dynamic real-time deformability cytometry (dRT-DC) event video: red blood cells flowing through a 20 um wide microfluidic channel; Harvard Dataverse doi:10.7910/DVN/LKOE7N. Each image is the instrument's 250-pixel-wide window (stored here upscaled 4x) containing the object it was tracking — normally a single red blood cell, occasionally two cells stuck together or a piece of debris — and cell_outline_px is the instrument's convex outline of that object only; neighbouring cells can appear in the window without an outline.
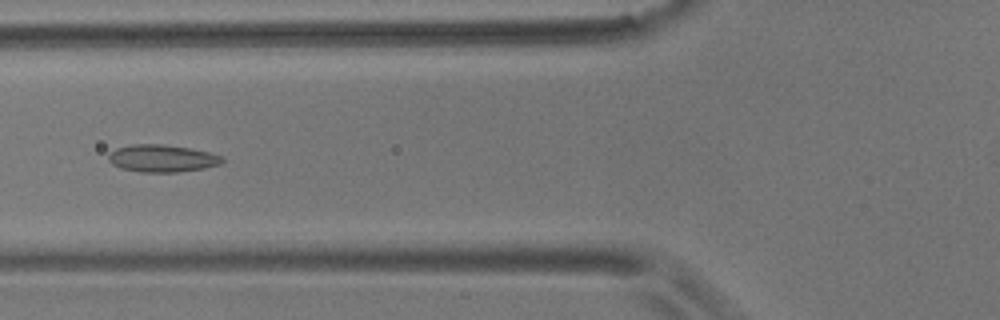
{"species": "common noctule bat (a hibernating species)", "species_latin": "Nyctalus noctula", "temperature_condition": "room temperature", "stored_images_in_passage": 12, "camera_frame_rate_fps": 3000, "um_per_image_px": 0.085, "animal": {"sex": "male", "body_mass_g": 17.9}, "frame": {"image": 1, "passage_image": 9, "time_ms": 2.667, "image_size_px": [1000, 320], "cell_outline_px": [[224, 160], [220, 164], [204, 168], [176, 172], [140, 172], [120, 168], [112, 164], [108, 160], [108, 156], [116, 148], [132, 144], [164, 144], [188, 148], [208, 152], [224, 156]], "centroid_in_image_um": [13.77, 13.46], "position_along_channel_um": 112.0, "area_um2": 18.09}}